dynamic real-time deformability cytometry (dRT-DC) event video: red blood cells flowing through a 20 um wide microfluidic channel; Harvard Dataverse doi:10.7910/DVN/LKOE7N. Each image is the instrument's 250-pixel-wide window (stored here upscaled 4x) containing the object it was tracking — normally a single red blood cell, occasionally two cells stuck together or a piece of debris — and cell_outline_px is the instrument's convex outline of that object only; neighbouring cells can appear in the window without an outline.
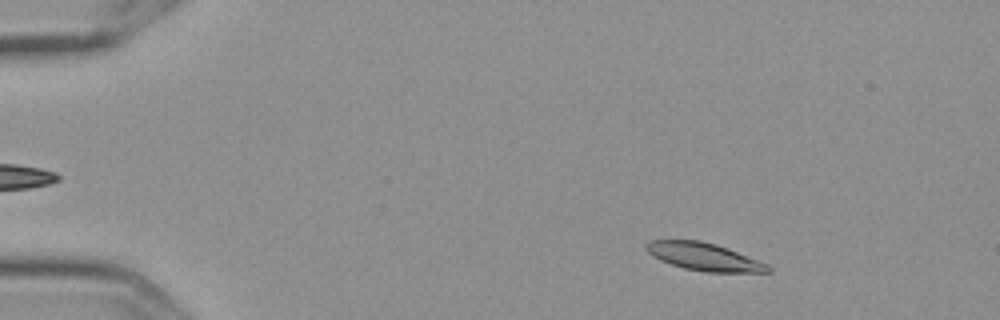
{"species": "Egyptian fruit bat (a non-hibernating species)", "species_latin": "Rousettus aegyptiacus", "temperature_condition": "cold", "stored_images_in_passage": 8, "camera_frame_rate_fps": 3000, "um_per_image_px": 0.085, "frame": {"image": 1, "passage_image": 2, "time_ms": 0.333, "image_size_px": [1000, 320], "cell_outline_px": [[772, 272], [704, 272], [684, 268], [660, 260], [652, 256], [644, 248], [644, 244], [652, 240], [700, 240], [716, 244], [728, 248], [768, 264], [772, 268]], "centroid_in_image_um": [59.84, 21.82], "position_along_channel_um": 25.2, "area_um2": 19.71}}
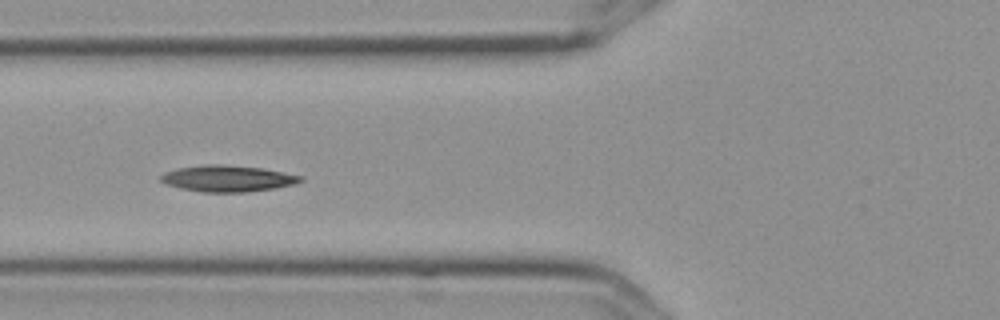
{"frame": {"image": 2, "passage_image": 6, "time_ms": 1.667, "image_size_px": [1000, 320], "cell_outline_px": [[304, 180], [296, 184], [276, 188], [244, 192], [204, 192], [180, 188], [164, 184], [160, 180], [160, 176], [164, 172], [180, 168], [204, 164], [220, 164], [260, 168], [304, 176]], "centroid_in_image_um": [19.35, 15.18], "position_along_channel_um": 106.4, "area_um2": 21.44}}
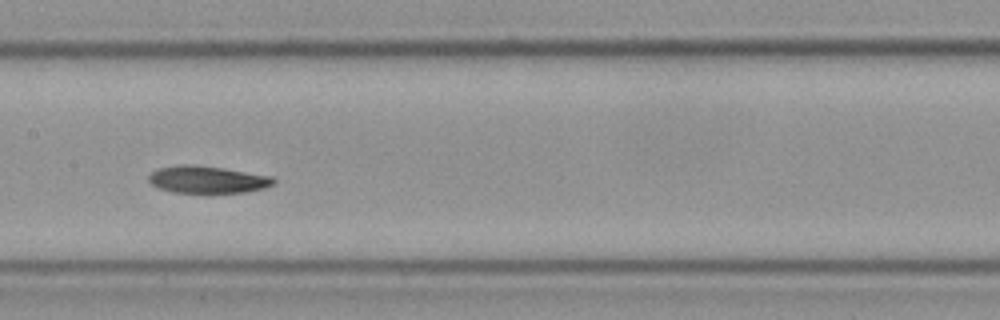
{"frame": {"image": 3, "passage_image": 8, "time_ms": 2.333, "image_size_px": [1000, 320], "cell_outline_px": [[276, 184], [264, 188], [244, 192], [172, 192], [160, 188], [152, 184], [148, 180], [148, 176], [152, 172], [160, 168], [184, 164], [188, 164], [224, 168], [272, 176], [276, 180]], "centroid_in_image_um": [17.67, 15.26], "position_along_channel_um": 189.7, "area_um2": 19.59}}